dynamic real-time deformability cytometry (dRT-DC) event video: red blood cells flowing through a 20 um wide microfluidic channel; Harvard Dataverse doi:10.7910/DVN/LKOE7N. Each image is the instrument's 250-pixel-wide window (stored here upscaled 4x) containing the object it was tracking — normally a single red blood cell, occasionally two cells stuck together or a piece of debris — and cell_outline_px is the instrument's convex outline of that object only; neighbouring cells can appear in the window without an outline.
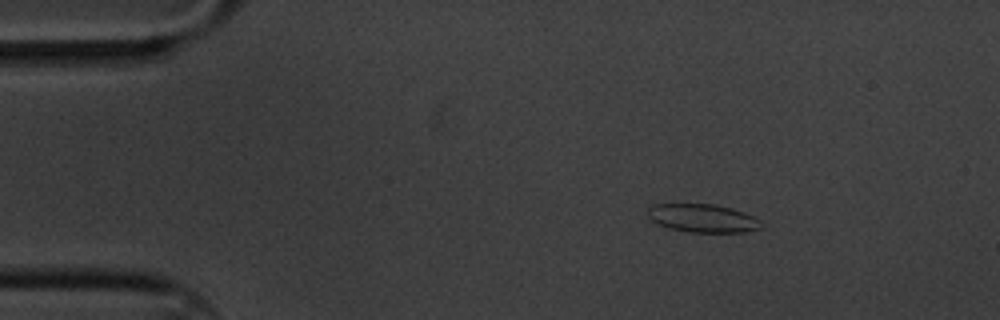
{"species": "common noctule bat (a hibernating species)", "species_latin": "Nyctalus noctula", "temperature_condition": "cold", "stored_images_in_passage": 4, "camera_frame_rate_fps": 3000, "um_per_image_px": 0.085, "animal": {"sex": "male", "body_mass_g": 20.1, "forearm_length_mm": 53.5}, "frame": {"image": 1, "passage_image": 2, "time_ms": 0.333, "image_size_px": [1000, 320], "cell_outline_px": [[764, 228], [744, 232], [692, 232], [668, 228], [652, 220], [648, 216], [648, 208], [652, 204], [716, 204], [732, 208], [744, 212], [760, 220], [764, 224]], "centroid_in_image_um": [59.78, 18.54], "position_along_channel_um": 25.2, "area_um2": 18.79}}